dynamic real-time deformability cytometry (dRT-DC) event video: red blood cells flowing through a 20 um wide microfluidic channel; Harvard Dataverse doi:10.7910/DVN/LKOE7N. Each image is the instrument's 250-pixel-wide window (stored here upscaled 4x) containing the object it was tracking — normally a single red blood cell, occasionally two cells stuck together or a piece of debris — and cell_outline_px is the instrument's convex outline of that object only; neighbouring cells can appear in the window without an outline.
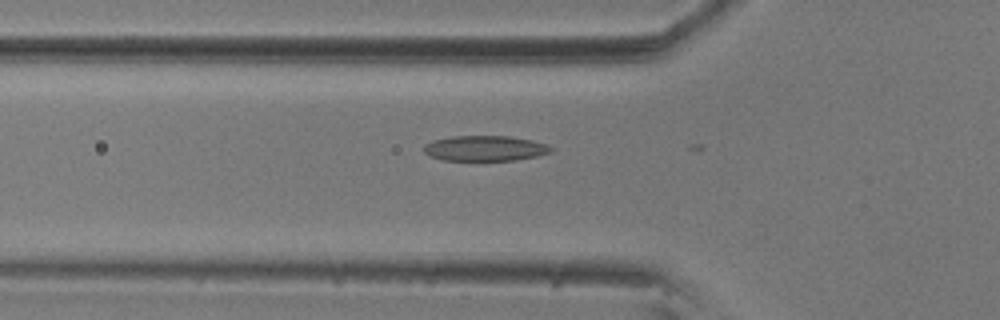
{"species": "common noctule bat (a hibernating species)", "species_latin": "Nyctalus noctula", "temperature_condition": "room temperature", "stored_images_in_passage": 3, "camera_frame_rate_fps": 3000, "um_per_image_px": 0.085, "animal": {"sex": "male", "body_mass_g": 20.5, "forearm_length_mm": 52.5}, "frame": {"image": 1, "passage_image": 2, "time_ms": 0.333, "image_size_px": [1000, 320], "cell_outline_px": [[552, 152], [536, 156], [516, 160], [444, 160], [428, 156], [424, 152], [424, 144], [432, 140], [452, 136], [508, 136], [532, 140], [548, 144], [552, 148]], "centroid_in_image_um": [41.21, 12.6], "position_along_channel_um": 84.6, "area_um2": 18.84}}